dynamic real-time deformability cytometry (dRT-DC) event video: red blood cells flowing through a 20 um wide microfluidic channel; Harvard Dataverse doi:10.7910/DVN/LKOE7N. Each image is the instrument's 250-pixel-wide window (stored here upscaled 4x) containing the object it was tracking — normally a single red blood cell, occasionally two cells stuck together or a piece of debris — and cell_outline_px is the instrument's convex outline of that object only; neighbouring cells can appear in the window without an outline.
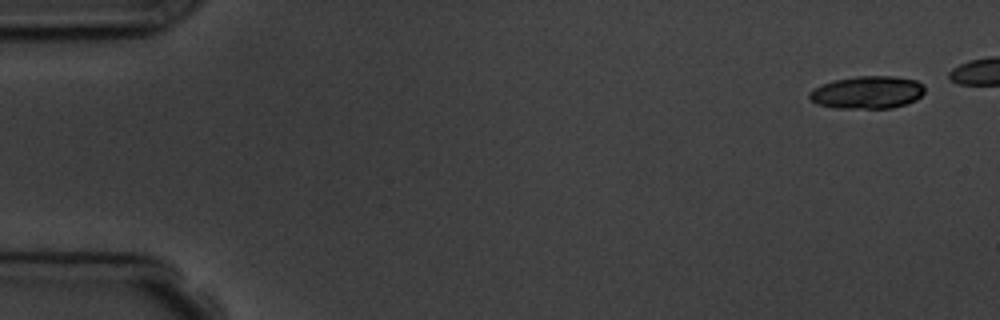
{"species": "common noctule bat (a hibernating species)", "species_latin": "Nyctalus noctula", "temperature_condition": "room temperature", "stored_images_in_passage": 6, "camera_frame_rate_fps": 3000, "um_per_image_px": 0.085, "animal": {"sex": "male", "body_mass_g": 19.5, "forearm_length_mm": 54.6}, "frame": {"image": 1, "passage_image": 1, "time_ms": 0.0, "image_size_px": [1000, 320], "cell_outline_px": [[924, 92], [916, 100], [892, 108], [836, 108], [816, 104], [808, 96], [808, 92], [820, 84], [832, 80], [856, 76], [892, 76], [916, 80], [924, 88]], "centroid_in_image_um": [73.67, 7.85], "position_along_channel_um": 11.3, "area_um2": 21.96}}
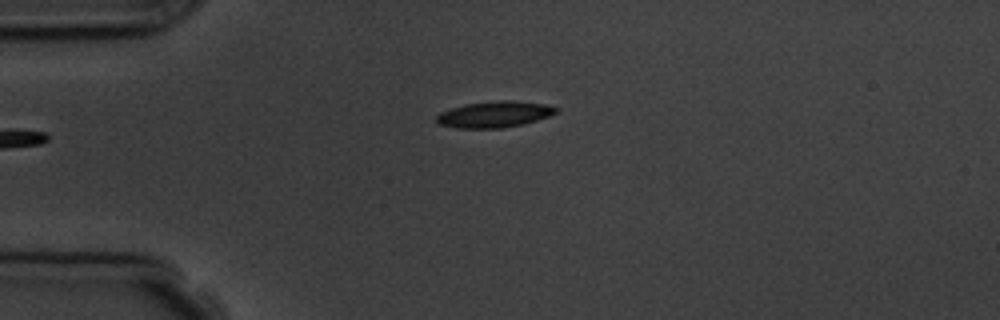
{"frame": {"image": 2, "passage_image": 6, "time_ms": 5.667, "image_size_px": [1000, 320], "cell_outline_px": [[560, 108], [556, 112], [548, 116], [524, 124], [500, 128], [456, 128], [440, 124], [436, 120], [436, 116], [440, 112], [464, 104], [500, 100], [512, 100], [544, 104]], "centroid_in_image_um": [42.02, 9.72], "position_along_channel_um": 43.0, "area_um2": 18.15}}